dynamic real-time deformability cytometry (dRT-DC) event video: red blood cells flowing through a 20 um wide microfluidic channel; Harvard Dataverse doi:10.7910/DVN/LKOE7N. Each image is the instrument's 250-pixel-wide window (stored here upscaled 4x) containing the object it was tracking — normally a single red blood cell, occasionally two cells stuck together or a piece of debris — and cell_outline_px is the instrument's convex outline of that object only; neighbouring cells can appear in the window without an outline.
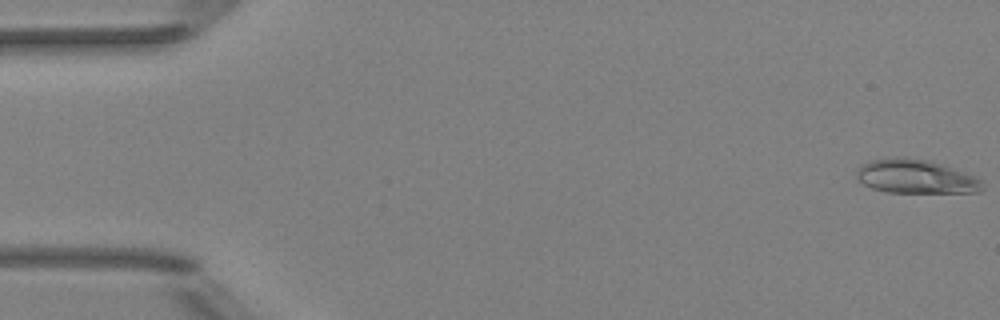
{"species": "Egyptian fruit bat (a non-hibernating species)", "species_latin": "Rousettus aegyptiacus", "temperature_condition": "room temperature", "stored_images_in_passage": 52, "camera_frame_rate_fps": 3000, "um_per_image_px": 0.085, "animal": {"sex": "female"}, "frame": {"image": 1, "passage_image": 1, "time_ms": 0.0, "image_size_px": [1000, 320], "cell_outline_px": [[984, 188], [980, 192], [888, 192], [872, 188], [864, 184], [856, 176], [856, 168], [868, 160], [888, 156], [904, 156], [928, 160], [976, 176], [980, 180]], "centroid_in_image_um": [77.79, 14.98], "position_along_channel_um": 7.2, "area_um2": 25.03}}
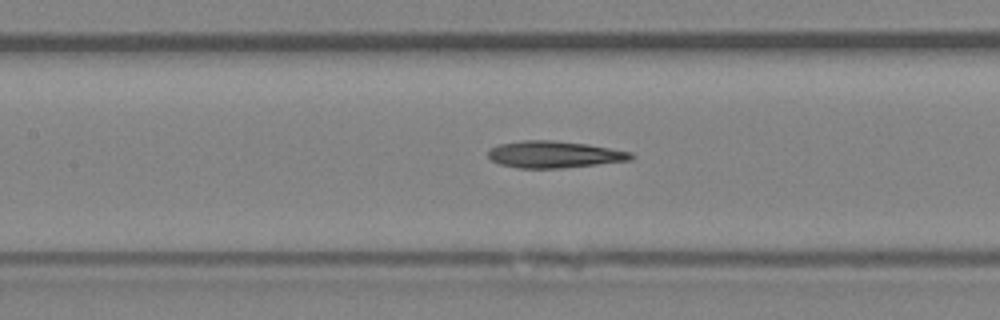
{"frame": {"image": 2, "passage_image": 24, "time_ms": 7.667, "image_size_px": [1000, 320], "cell_outline_px": [[636, 156], [632, 160], [564, 168], [516, 168], [500, 164], [492, 160], [488, 156], [488, 152], [492, 148], [500, 144], [524, 140], [552, 140], [588, 144], [632, 152]], "centroid_in_image_um": [47.15, 13.13], "position_along_channel_um": 160.2, "area_um2": 22.37}}
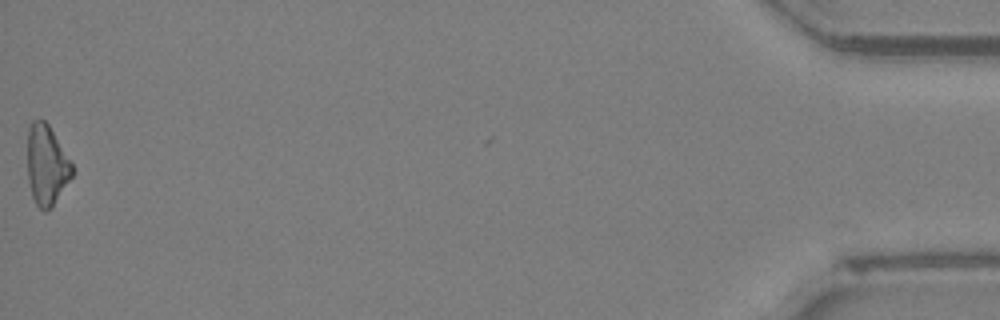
{"frame": {"image": 3, "passage_image": 52, "time_ms": 17.0, "image_size_px": [1000, 320], "cell_outline_px": [[72, 176], [52, 208], [48, 212], [44, 212], [36, 204], [32, 196], [28, 180], [28, 128], [32, 120], [44, 120], [48, 124], [72, 164]], "centroid_in_image_um": [3.95, 14.07], "position_along_channel_um": 431.3, "area_um2": 20.69}, "authors_computed_cell_mechanics": {"area_um2": 22.3975, "velocity_mm_per_s": 4.0017, "shape_relaxation_time_tau1_ms": 8.0116, "shape_relaxation_time_tau2_ms": 6.85, "deformation_change_tau1": 0.2113, "deformation_change_tau2": 0.1983}}